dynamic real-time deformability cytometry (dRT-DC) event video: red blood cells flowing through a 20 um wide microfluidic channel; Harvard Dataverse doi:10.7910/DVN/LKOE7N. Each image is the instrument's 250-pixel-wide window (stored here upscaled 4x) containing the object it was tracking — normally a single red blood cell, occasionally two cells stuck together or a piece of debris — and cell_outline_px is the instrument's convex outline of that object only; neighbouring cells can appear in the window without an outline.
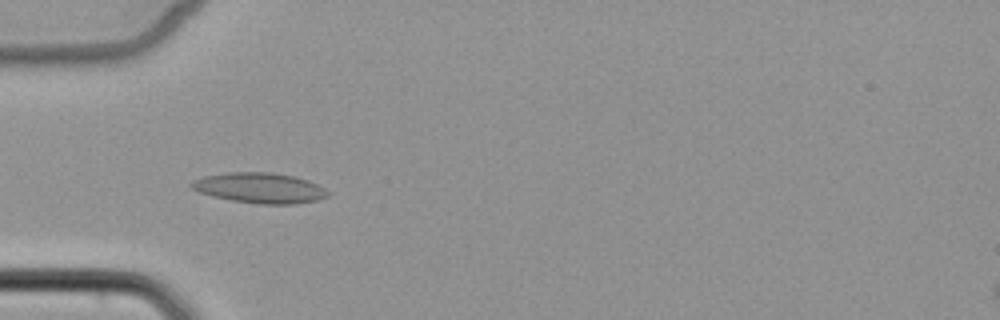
{"species": "common noctule bat (a hibernating species)", "species_latin": "Nyctalus noctula", "temperature_condition": "cold", "stored_images_in_passage": 6, "camera_frame_rate_fps": 3000, "um_per_image_px": 0.085, "animal": {"sex": "female", "body_mass_g": 22.7, "forearm_length_mm": 54.2}, "frame": {"image": 1, "passage_image": 5, "time_ms": 5.667, "image_size_px": [1000, 320], "cell_outline_px": [[328, 196], [320, 200], [292, 204], [260, 204], [232, 200], [212, 196], [200, 192], [192, 188], [188, 184], [192, 180], [204, 176], [228, 172], [272, 172], [292, 176], [308, 180], [324, 188], [328, 192]], "centroid_in_image_um": [22.06, 15.97], "position_along_channel_um": 62.9, "area_um2": 24.1}}
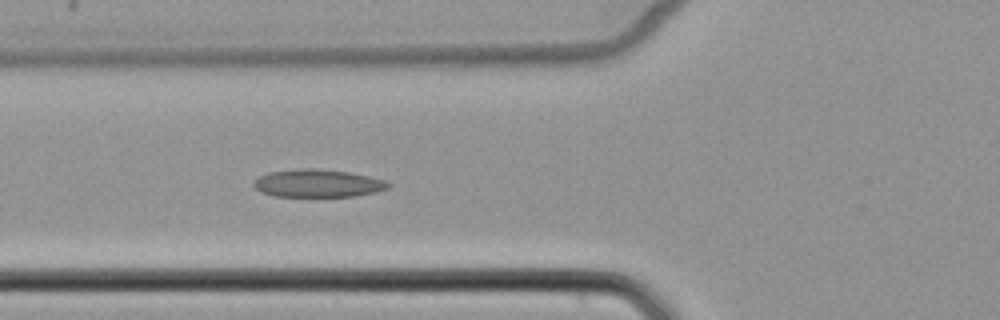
{"frame": {"image": 2, "passage_image": 6, "time_ms": 6.667, "image_size_px": [1000, 320], "cell_outline_px": [[392, 184], [388, 188], [376, 192], [356, 196], [272, 196], [260, 192], [252, 184], [260, 176], [268, 172], [300, 168], [316, 168], [348, 172], [368, 176], [384, 180]], "centroid_in_image_um": [27.01, 15.58], "position_along_channel_um": 98.8, "area_um2": 21.79}}